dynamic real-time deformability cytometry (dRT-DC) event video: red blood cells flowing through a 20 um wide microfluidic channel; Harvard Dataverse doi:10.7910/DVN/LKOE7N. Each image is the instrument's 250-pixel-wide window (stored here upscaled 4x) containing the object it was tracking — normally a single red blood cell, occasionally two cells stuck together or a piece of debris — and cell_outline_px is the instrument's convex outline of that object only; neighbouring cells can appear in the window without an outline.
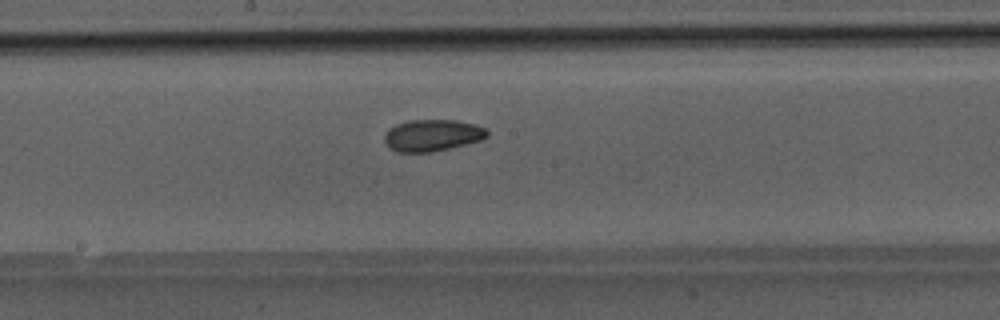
{"species": "Egyptian fruit bat (a non-hibernating species)", "species_latin": "Rousettus aegyptiacus", "temperature_condition": "room temperature", "stored_images_in_passage": 33, "camera_frame_rate_fps": 3000, "um_per_image_px": 0.085, "animal": {"sex": "male"}, "frame": {"image": 1, "passage_image": 15, "time_ms": 4.667, "image_size_px": [1000, 320], "cell_outline_px": [[488, 136], [480, 140], [432, 152], [396, 152], [388, 148], [384, 140], [384, 136], [388, 128], [396, 124], [408, 120], [456, 120], [476, 124], [484, 128], [488, 132]], "centroid_in_image_um": [36.7, 11.5], "position_along_channel_um": 211.5, "area_um2": 19.02}}
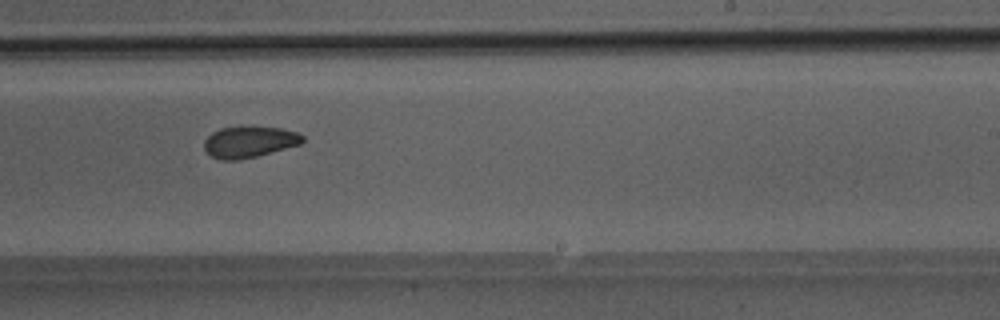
{"frame": {"image": 2, "passage_image": 19, "time_ms": 6.0, "image_size_px": [1000, 320], "cell_outline_px": [[304, 140], [300, 144], [256, 156], [240, 160], [220, 160], [212, 156], [204, 148], [204, 140], [212, 132], [220, 128], [244, 124], [252, 124], [280, 128], [296, 132], [304, 136]], "centroid_in_image_um": [21.17, 12.01], "position_along_channel_um": 267.8, "area_um2": 18.44}}
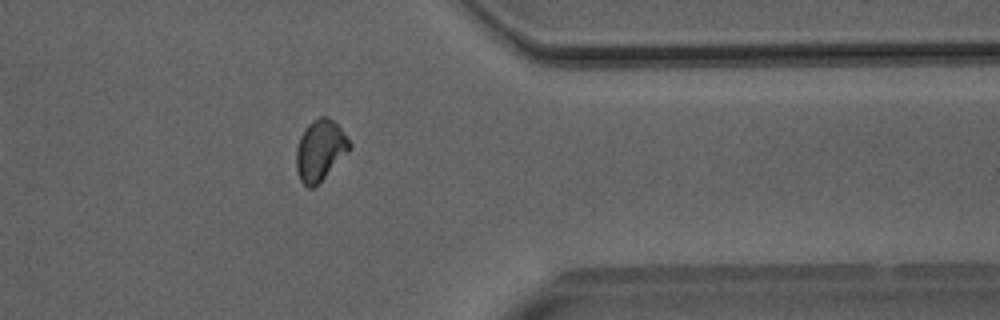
{"frame": {"image": 3, "passage_image": 28, "time_ms": 9.0, "image_size_px": [1000, 320], "cell_outline_px": [[352, 148], [312, 188], [308, 188], [300, 180], [296, 168], [296, 148], [300, 136], [304, 128], [312, 120], [320, 116], [324, 116], [332, 120], [344, 132], [352, 144]], "centroid_in_image_um": [27.2, 12.74], "position_along_channel_um": 384.2, "area_um2": 18.67}}